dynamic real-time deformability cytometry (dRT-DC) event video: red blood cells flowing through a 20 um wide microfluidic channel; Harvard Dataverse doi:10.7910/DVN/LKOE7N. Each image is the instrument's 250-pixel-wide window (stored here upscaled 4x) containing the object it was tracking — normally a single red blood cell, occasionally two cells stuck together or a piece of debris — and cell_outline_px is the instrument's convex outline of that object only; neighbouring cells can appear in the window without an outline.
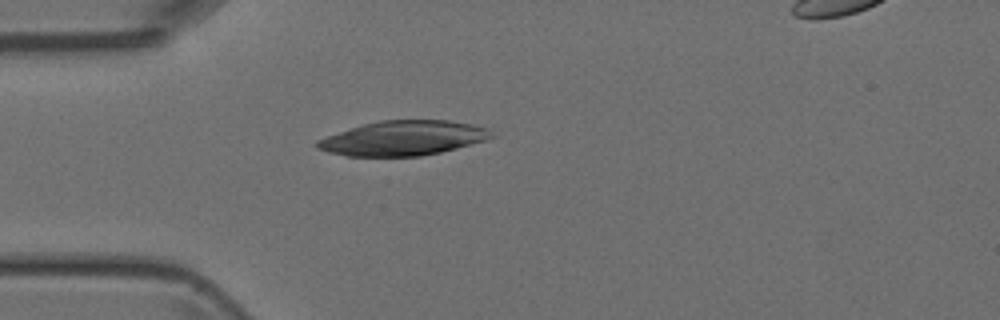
{"species": "Egyptian fruit bat (a non-hibernating species)", "species_latin": "Rousettus aegyptiacus", "temperature_condition": "room temperature", "stored_images_in_passage": 4, "camera_frame_rate_fps": 3000, "um_per_image_px": 0.085, "animal": {"sex": "female"}, "frame": {"image": 1, "passage_image": 4, "time_ms": 3.333, "image_size_px": [1000, 320], "cell_outline_px": [[496, 136], [484, 140], [456, 148], [440, 152], [420, 156], [348, 156], [328, 152], [316, 148], [312, 144], [316, 140], [364, 124], [380, 120], [448, 120], [472, 124], [488, 128]], "centroid_in_image_um": [34.27, 11.74], "position_along_channel_um": 50.7, "area_um2": 35.03}}